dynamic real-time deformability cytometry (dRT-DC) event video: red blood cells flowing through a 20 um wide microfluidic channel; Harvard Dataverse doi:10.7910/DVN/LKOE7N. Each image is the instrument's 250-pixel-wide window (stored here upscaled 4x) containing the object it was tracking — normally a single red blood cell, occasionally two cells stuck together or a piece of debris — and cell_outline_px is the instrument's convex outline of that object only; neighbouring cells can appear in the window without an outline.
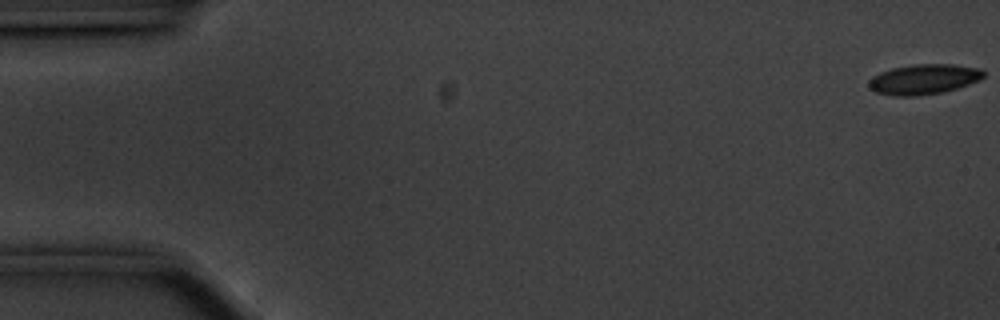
{"species": "common noctule bat (a hibernating species)", "species_latin": "Nyctalus noctula", "temperature_condition": "cold", "stored_images_in_passage": 57, "camera_frame_rate_fps": 3000, "um_per_image_px": 0.085, "animal": {"sex": "male", "body_mass_g": 20.1, "forearm_length_mm": 53.5}, "frame": {"image": 1, "passage_image": 1, "time_ms": 0.0, "image_size_px": [1000, 320], "cell_outline_px": [[984, 76], [980, 80], [956, 88], [940, 92], [916, 96], [892, 96], [876, 92], [868, 88], [868, 80], [872, 76], [880, 72], [892, 68], [912, 64], [952, 64], [980, 68], [984, 72]], "centroid_in_image_um": [78.48, 6.73], "position_along_channel_um": 6.5, "area_um2": 20.23}}
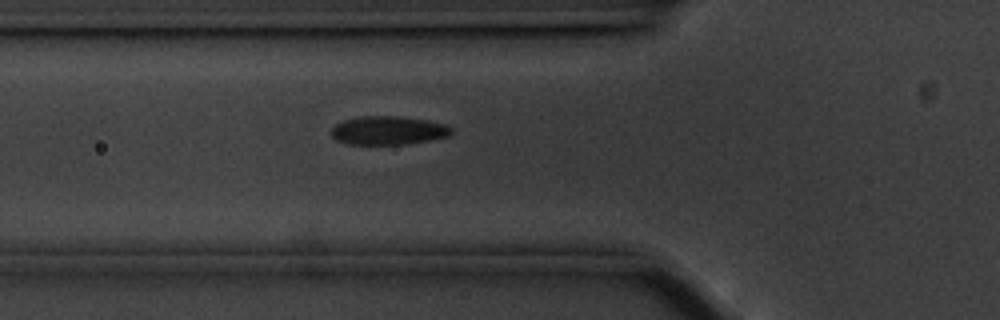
{"frame": {"image": 2, "passage_image": 20, "time_ms": 6.333, "image_size_px": [1000, 320], "cell_outline_px": [[452, 136], [408, 144], [348, 144], [336, 140], [332, 136], [332, 128], [336, 124], [344, 120], [360, 116], [396, 116], [424, 120], [444, 124], [452, 128]], "centroid_in_image_um": [33.01, 11.09], "position_along_channel_um": 92.8, "area_um2": 19.94}}
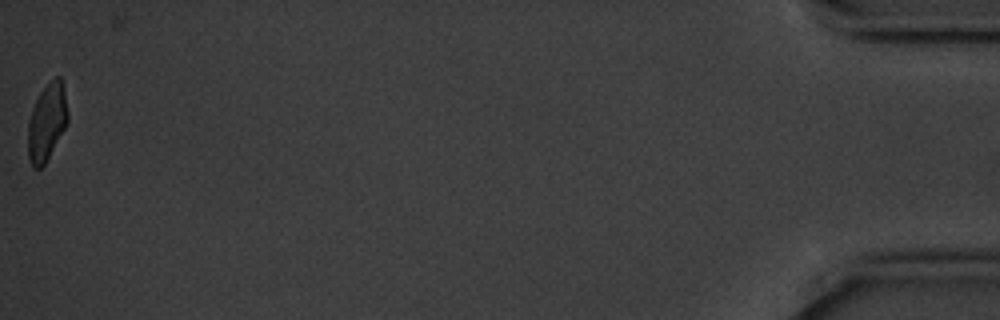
{"frame": {"image": 3, "passage_image": 57, "time_ms": 18.667, "image_size_px": [1000, 320], "cell_outline_px": [[68, 120], [64, 128], [44, 164], [40, 168], [32, 168], [28, 160], [28, 120], [32, 108], [40, 92], [56, 76], [60, 76], [64, 92], [68, 112]], "centroid_in_image_um": [3.96, 10.4], "position_along_channel_um": 431.2, "area_um2": 17.57}, "authors_computed_cell_mechanics": {"area_um2": 20.1722, "velocity_mm_per_s": 3.5288, "shape_relaxation_time_tau1_ms": 3.1138, "shape_relaxation_time_tau2_ms": 1.9441, "deformation_change_tau1": 0.1019, "deformation_change_tau2": 0.0467}}